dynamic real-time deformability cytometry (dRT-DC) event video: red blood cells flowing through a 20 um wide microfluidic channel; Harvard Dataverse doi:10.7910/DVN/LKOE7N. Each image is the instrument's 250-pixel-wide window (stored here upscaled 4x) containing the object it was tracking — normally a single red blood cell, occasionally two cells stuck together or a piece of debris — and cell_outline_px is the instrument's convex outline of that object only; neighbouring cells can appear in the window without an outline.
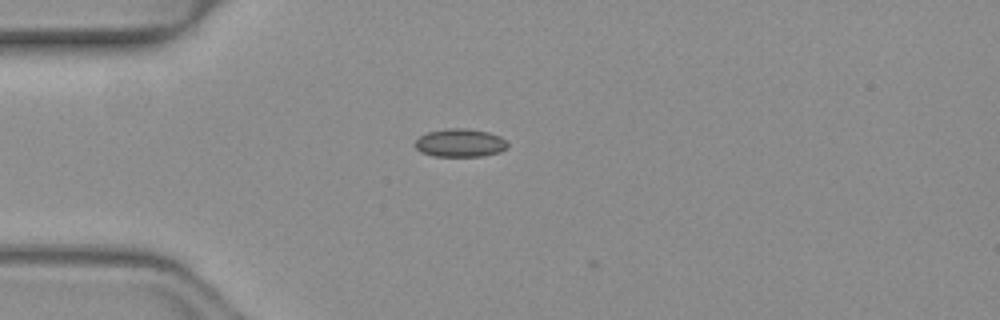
{"species": "common noctule bat (a hibernating species)", "species_latin": "Nyctalus noctula", "temperature_condition": "warm", "stored_images_in_passage": 2, "camera_frame_rate_fps": 3000, "um_per_image_px": 0.085, "animal": {"sex": "female", "body_mass_g": 19.3, "forearm_length_mm": 54.1}, "frame": {"image": 1, "passage_image": 1, "time_ms": 0.0, "image_size_px": [1000, 320], "cell_outline_px": [[508, 148], [500, 152], [484, 156], [432, 156], [420, 152], [416, 148], [416, 140], [420, 136], [428, 132], [444, 128], [468, 128], [488, 132], [500, 136], [508, 144]], "centroid_in_image_um": [39.12, 12.14], "position_along_channel_um": 45.9, "area_um2": 15.32}}